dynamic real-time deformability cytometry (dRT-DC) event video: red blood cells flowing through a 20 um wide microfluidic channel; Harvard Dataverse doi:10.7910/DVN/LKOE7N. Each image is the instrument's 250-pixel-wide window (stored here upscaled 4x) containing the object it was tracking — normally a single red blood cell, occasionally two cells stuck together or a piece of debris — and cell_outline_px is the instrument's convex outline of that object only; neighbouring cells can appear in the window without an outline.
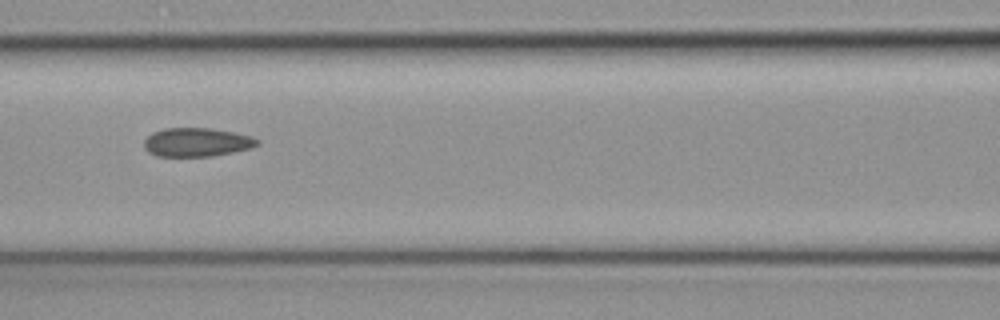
{"species": "common noctule bat (a hibernating species)", "species_latin": "Nyctalus noctula", "temperature_condition": "cold", "stored_images_in_passage": 4, "camera_frame_rate_fps": 3000, "um_per_image_px": 0.085, "animal": {"sex": "female", "body_mass_g": 19.3, "forearm_length_mm": 54.1}, "frame": {"image": 1, "passage_image": 4, "time_ms": 1.0, "image_size_px": [1000, 320], "cell_outline_px": [[260, 144], [252, 148], [212, 156], [156, 156], [148, 152], [144, 148], [144, 140], [152, 132], [164, 128], [208, 128], [232, 132], [252, 136], [260, 140]], "centroid_in_image_um": [16.73, 12.09], "position_along_channel_um": 149.9, "area_um2": 19.02}}